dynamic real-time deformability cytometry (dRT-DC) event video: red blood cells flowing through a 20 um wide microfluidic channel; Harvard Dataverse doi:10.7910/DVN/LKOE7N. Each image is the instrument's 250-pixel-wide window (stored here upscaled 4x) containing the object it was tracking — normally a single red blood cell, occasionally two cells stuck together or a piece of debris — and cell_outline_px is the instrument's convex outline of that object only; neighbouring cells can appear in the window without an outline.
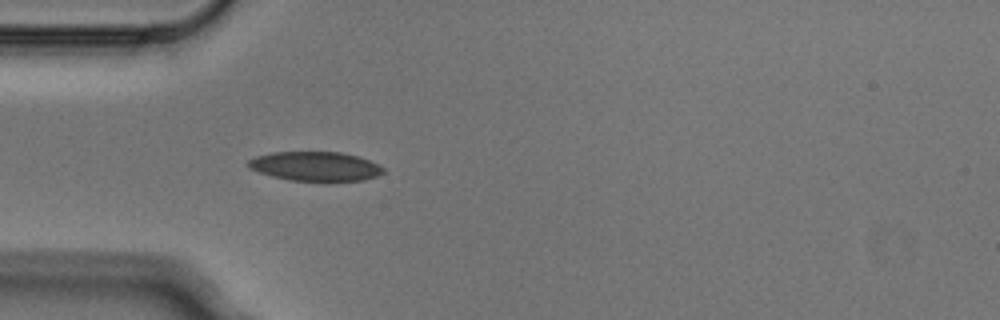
{"species": "Egyptian fruit bat (a non-hibernating species)", "species_latin": "Rousettus aegyptiacus", "temperature_condition": "cold", "stored_images_in_passage": 4, "camera_frame_rate_fps": 3000, "um_per_image_px": 0.085, "animal": {"sex": "male"}, "frame": {"image": 1, "passage_image": 4, "time_ms": 1.0, "image_size_px": [1000, 320], "cell_outline_px": [[384, 172], [376, 176], [364, 180], [288, 180], [272, 176], [248, 168], [248, 160], [256, 156], [272, 152], [340, 152], [356, 156], [368, 160], [384, 168]], "centroid_in_image_um": [26.77, 14.12], "position_along_channel_um": 58.2, "area_um2": 22.66}}